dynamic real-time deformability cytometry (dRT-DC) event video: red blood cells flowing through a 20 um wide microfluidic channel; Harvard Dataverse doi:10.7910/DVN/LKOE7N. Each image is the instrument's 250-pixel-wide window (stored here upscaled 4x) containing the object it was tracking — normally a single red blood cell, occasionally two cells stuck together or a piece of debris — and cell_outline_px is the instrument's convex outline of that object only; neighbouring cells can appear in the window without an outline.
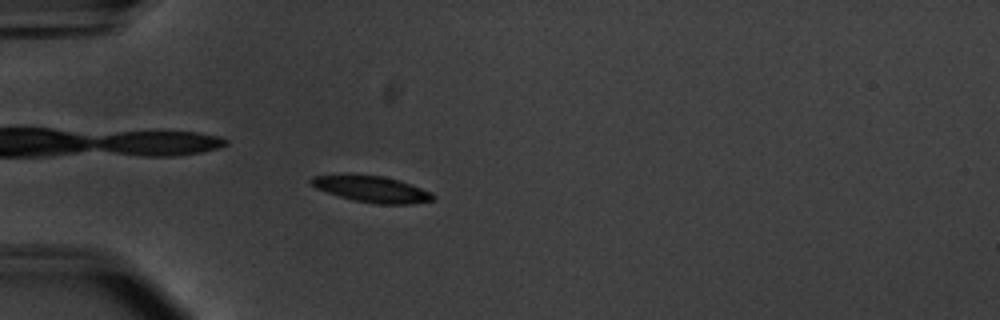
{"species": "common noctule bat (a hibernating species)", "species_latin": "Nyctalus noctula", "temperature_condition": "warm", "stored_images_in_passage": 55, "camera_frame_rate_fps": 3000, "um_per_image_px": 0.085, "animal": {"sex": "male", "body_mass_g": 20.1, "forearm_length_mm": 53.5}, "frame": {"image": 1, "passage_image": 17, "time_ms": 5.333, "image_size_px": [1000, 320], "cell_outline_px": [[436, 196], [432, 200], [412, 204], [376, 204], [356, 200], [340, 196], [316, 188], [308, 184], [308, 180], [312, 176], [384, 176], [400, 180], [432, 192]], "centroid_in_image_um": [31.66, 16.09], "position_along_channel_um": 53.3, "area_um2": 18.21}}
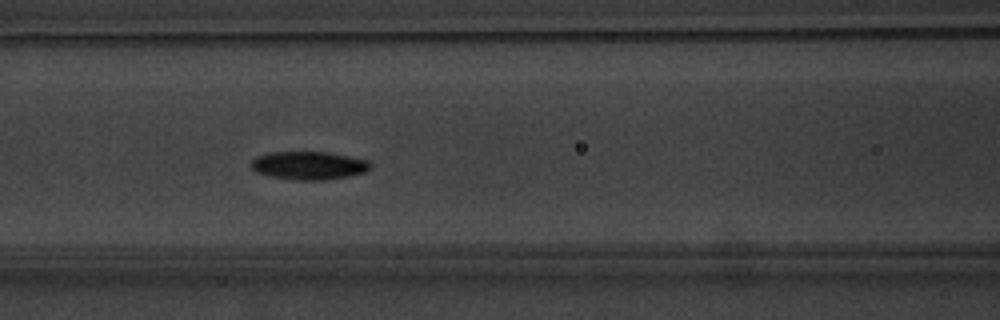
{"frame": {"image": 2, "passage_image": 25, "time_ms": 8.0, "image_size_px": [1000, 320], "cell_outline_px": [[372, 168], [364, 172], [348, 176], [324, 180], [296, 180], [268, 176], [256, 172], [252, 168], [252, 160], [256, 156], [272, 152], [324, 152], [348, 156], [368, 160], [372, 164]], "centroid_in_image_um": [26.25, 14.07], "position_along_channel_um": 140.3, "area_um2": 19.54}}
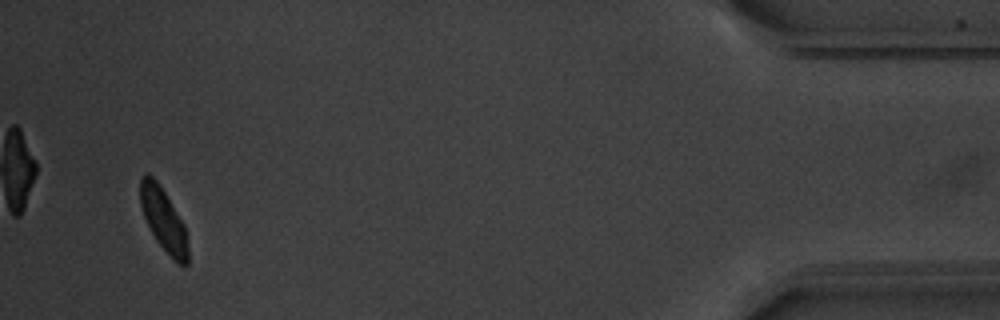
{"frame": {"image": 3, "passage_image": 53, "time_ms": 17.333, "image_size_px": [1000, 320], "cell_outline_px": [[188, 264], [184, 268], [172, 260], [156, 240], [144, 216], [140, 204], [140, 176], [148, 172], [160, 184], [184, 224], [188, 248]], "centroid_in_image_um": [13.9, 18.69], "position_along_channel_um": 421.3, "area_um2": 17.63}, "authors_computed_cell_mechanics": {"area_um2": 18.3804, "velocity_mm_per_s": 3.7509, "shape_relaxation_time_tau1_ms": 7.7293, "shape_relaxation_time_tau2_ms": 5.3186, "deformation_change_tau1": 0.2663, "deformation_change_tau2": 0.09}}